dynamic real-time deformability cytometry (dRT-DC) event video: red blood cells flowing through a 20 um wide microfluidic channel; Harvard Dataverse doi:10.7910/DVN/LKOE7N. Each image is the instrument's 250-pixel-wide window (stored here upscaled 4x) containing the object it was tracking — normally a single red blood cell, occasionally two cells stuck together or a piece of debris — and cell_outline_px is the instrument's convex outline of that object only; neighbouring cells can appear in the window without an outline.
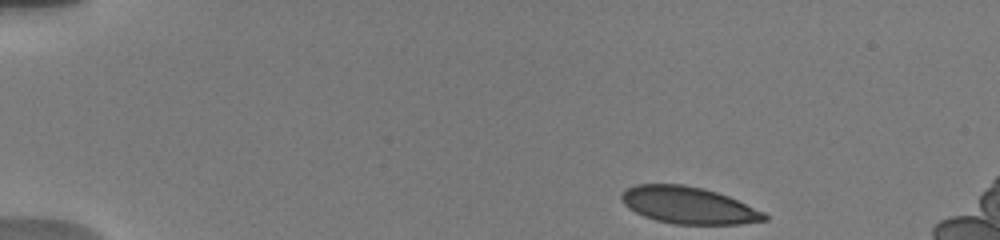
{"species": "human", "species_latin": "Homo sapiens", "temperature_condition": "warm", "stored_images_in_passage": 18, "camera_frame_rate_fps": 3000, "um_per_image_px": 0.085, "donor": {"sex": "male"}, "frame": {"image": 1, "passage_image": 1, "time_ms": 0.0, "image_size_px": [1000, 240], "cell_outline_px": [[768, 220], [740, 224], [676, 224], [656, 220], [644, 216], [628, 208], [624, 204], [620, 196], [624, 188], [636, 184], [684, 184], [704, 188], [728, 196], [764, 212], [768, 216]], "centroid_in_image_um": [58.5, 17.44], "position_along_channel_um": 26.5, "area_um2": 30.81}}
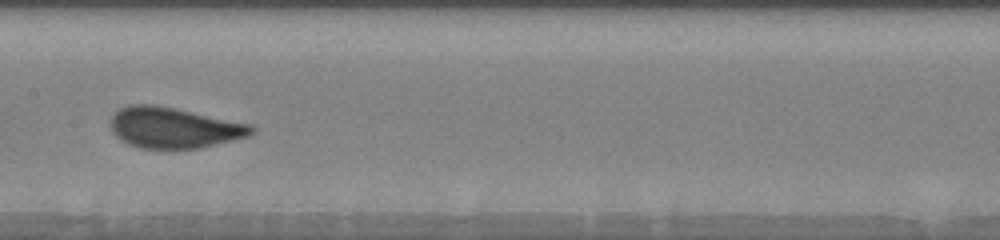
{"frame": {"image": 2, "passage_image": 16, "time_ms": 7.0, "image_size_px": [1000, 240], "cell_outline_px": [[256, 132], [248, 136], [200, 148], [140, 148], [128, 144], [120, 140], [112, 132], [112, 116], [120, 108], [128, 104], [152, 104], [252, 124], [256, 128]], "centroid_in_image_um": [14.79, 10.86], "position_along_channel_um": 192.6, "area_um2": 33.23}}
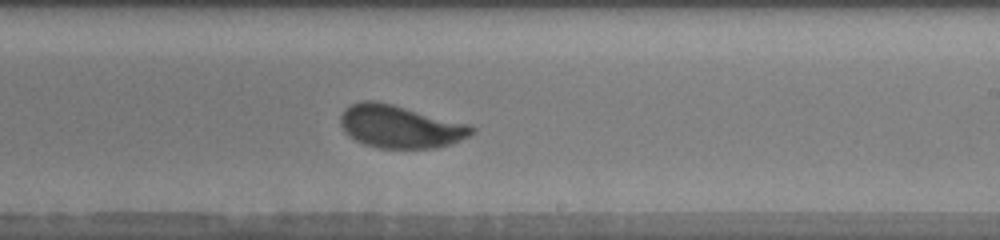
{"frame": {"image": 3, "passage_image": 18, "time_ms": 8.667, "image_size_px": [1000, 240], "cell_outline_px": [[476, 132], [452, 144], [436, 148], [376, 148], [364, 144], [348, 136], [344, 132], [340, 124], [340, 116], [344, 108], [352, 104], [364, 100], [376, 100], [472, 124], [476, 128]], "centroid_in_image_um": [34.03, 10.76], "position_along_channel_um": 255.0, "area_um2": 33.18}}